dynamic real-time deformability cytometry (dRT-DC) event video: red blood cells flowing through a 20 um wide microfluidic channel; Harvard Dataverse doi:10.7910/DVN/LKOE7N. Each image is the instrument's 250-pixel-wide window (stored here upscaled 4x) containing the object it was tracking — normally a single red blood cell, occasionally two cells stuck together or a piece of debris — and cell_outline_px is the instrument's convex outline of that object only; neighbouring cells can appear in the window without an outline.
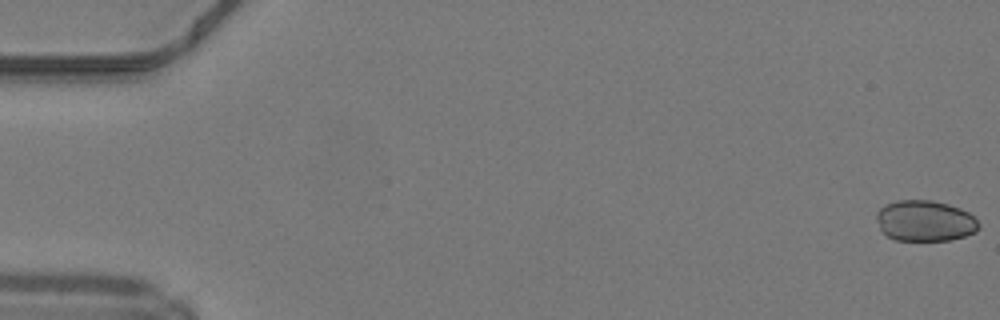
{"species": "common noctule bat (a hibernating species)", "species_latin": "Nyctalus noctula", "temperature_condition": "warm", "stored_images_in_passage": 49, "camera_frame_rate_fps": 3000, "um_per_image_px": 0.085, "animal": {"sex": "male", "body_mass_g": 19.2, "forearm_length_mm": 51.8}, "frame": {"image": 1, "passage_image": 1, "time_ms": 0.0, "image_size_px": [1000, 320], "cell_outline_px": [[980, 228], [976, 232], [964, 236], [948, 240], [896, 240], [888, 236], [880, 228], [876, 220], [876, 212], [884, 204], [896, 200], [932, 200], [948, 204], [960, 208], [968, 212], [980, 224]], "centroid_in_image_um": [78.61, 18.76], "position_along_channel_um": 6.4, "area_um2": 24.45}}
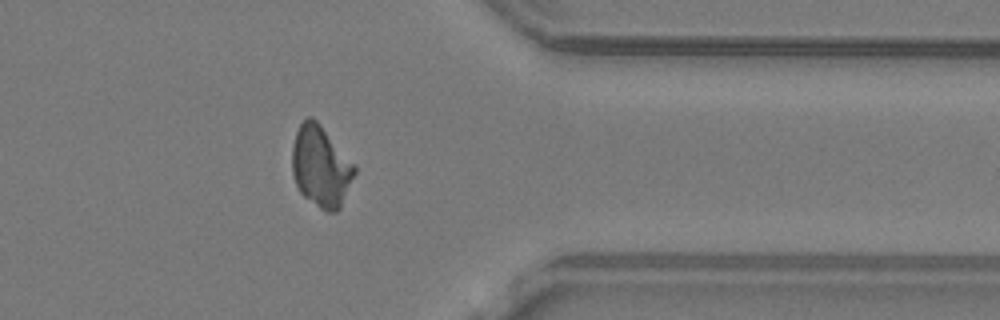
{"frame": {"image": 2, "passage_image": 40, "time_ms": 13.0, "image_size_px": [1000, 320], "cell_outline_px": [[356, 172], [340, 208], [336, 212], [328, 212], [320, 208], [304, 196], [300, 192], [296, 184], [292, 172], [292, 148], [296, 132], [300, 124], [308, 116], [312, 116], [320, 124], [356, 164]], "centroid_in_image_um": [27.28, 14.14], "position_along_channel_um": 384.1, "area_um2": 29.54}}
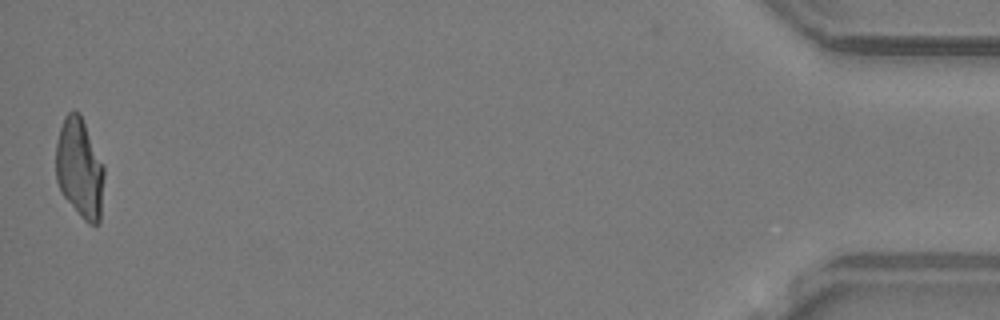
{"frame": {"image": 3, "passage_image": 49, "time_ms": 16.0, "image_size_px": [1000, 320], "cell_outline_px": [[104, 176], [100, 224], [88, 224], [80, 216], [64, 196], [56, 180], [56, 144], [60, 128], [64, 116], [68, 112], [80, 112], [104, 164]], "centroid_in_image_um": [6.79, 14.3], "position_along_channel_um": 428.4, "area_um2": 28.21}, "authors_computed_cell_mechanics": {"area_um2": 28.3798, "velocity_mm_per_s": 4.2472, "shape_relaxation_time_tau1_ms": null, "shape_relaxation_time_tau2_ms": 3.1169, "deformation_change_tau1": null, "deformation_change_tau2": 0.073}}